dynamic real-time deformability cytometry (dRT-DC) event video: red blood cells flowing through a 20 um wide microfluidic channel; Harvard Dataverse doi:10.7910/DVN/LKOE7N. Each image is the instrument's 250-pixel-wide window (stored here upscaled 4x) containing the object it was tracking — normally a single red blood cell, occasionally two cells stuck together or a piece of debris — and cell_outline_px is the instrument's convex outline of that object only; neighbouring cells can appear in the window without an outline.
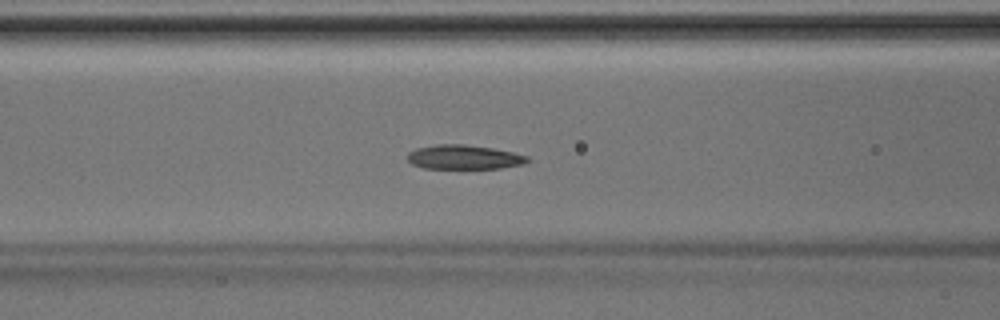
{"species": "Egyptian fruit bat (a non-hibernating species)", "species_latin": "Rousettus aegyptiacus", "temperature_condition": "room temperature", "stored_images_in_passage": 39, "camera_frame_rate_fps": 3000, "um_per_image_px": 0.085, "animal": {"sex": "male"}, "frame": {"image": 1, "passage_image": 13, "time_ms": 4.0, "image_size_px": [1000, 320], "cell_outline_px": [[532, 160], [524, 164], [500, 168], [424, 168], [412, 164], [408, 160], [408, 152], [416, 148], [436, 144], [464, 144], [492, 148], [512, 152], [528, 156]], "centroid_in_image_um": [39.45, 13.35], "position_along_channel_um": 127.1, "area_um2": 16.99}}
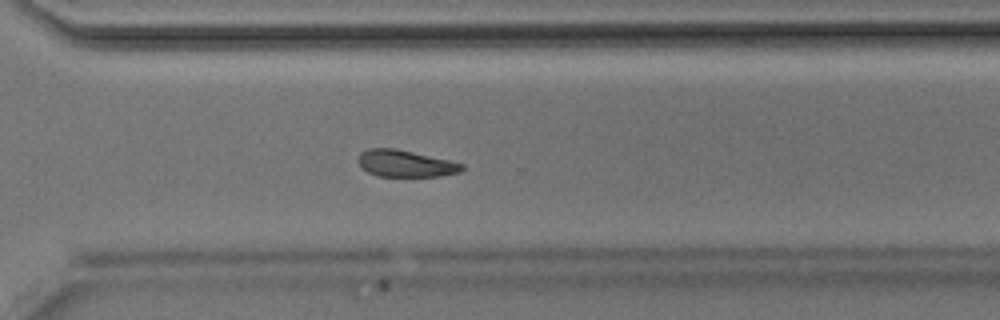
{"frame": {"image": 2, "passage_image": 27, "time_ms": 8.667, "image_size_px": [1000, 320], "cell_outline_px": [[464, 168], [460, 172], [440, 176], [376, 176], [368, 172], [356, 160], [360, 152], [368, 148], [396, 148], [448, 160], [464, 164]], "centroid_in_image_um": [34.44, 13.89], "position_along_channel_um": 336.2, "area_um2": 16.18}}
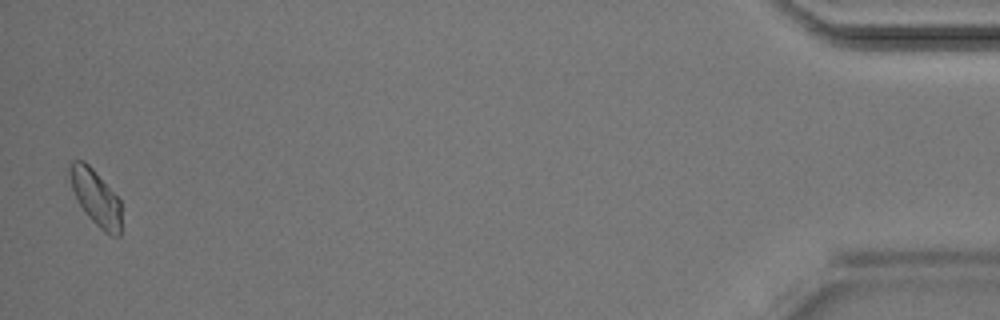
{"frame": {"image": 3, "passage_image": 39, "time_ms": 12.667, "image_size_px": [1000, 320], "cell_outline_px": [[120, 236], [112, 236], [104, 232], [88, 216], [80, 204], [72, 188], [68, 172], [68, 168], [72, 160], [84, 160], [92, 168], [120, 200]], "centroid_in_image_um": [8.12, 16.77], "position_along_channel_um": 427.1, "area_um2": 16.42}}